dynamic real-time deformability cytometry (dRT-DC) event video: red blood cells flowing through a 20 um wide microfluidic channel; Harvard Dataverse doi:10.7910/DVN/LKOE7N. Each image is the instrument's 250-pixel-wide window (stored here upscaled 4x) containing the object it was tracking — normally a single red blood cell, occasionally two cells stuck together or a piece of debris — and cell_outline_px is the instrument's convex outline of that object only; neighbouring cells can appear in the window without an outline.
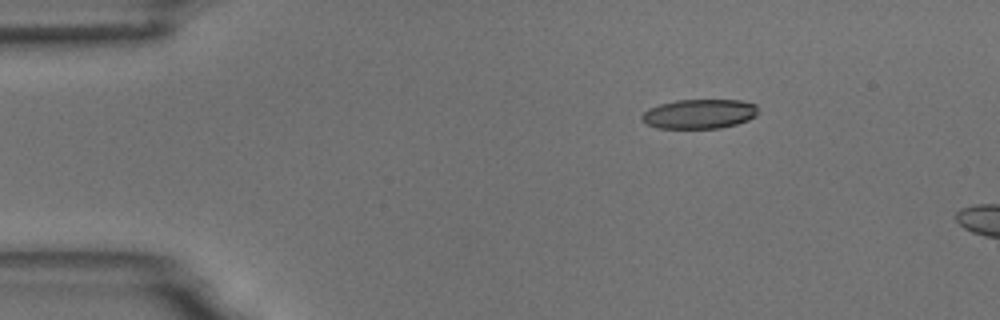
{"species": "common noctule bat (a hibernating species)", "species_latin": "Nyctalus noctula", "temperature_condition": "room temperature", "stored_images_in_passage": 3, "camera_frame_rate_fps": 3000, "um_per_image_px": 0.085, "animal": {"sex": "male", "body_mass_g": 18.8}, "frame": {"image": 1, "passage_image": 1, "time_ms": 0.0, "image_size_px": [1000, 320], "cell_outline_px": [[756, 116], [748, 120], [736, 124], [720, 128], [656, 128], [648, 124], [640, 116], [648, 108], [660, 104], [676, 100], [740, 100], [756, 104]], "centroid_in_image_um": [59.44, 9.68], "position_along_channel_um": 25.6, "area_um2": 19.88}}